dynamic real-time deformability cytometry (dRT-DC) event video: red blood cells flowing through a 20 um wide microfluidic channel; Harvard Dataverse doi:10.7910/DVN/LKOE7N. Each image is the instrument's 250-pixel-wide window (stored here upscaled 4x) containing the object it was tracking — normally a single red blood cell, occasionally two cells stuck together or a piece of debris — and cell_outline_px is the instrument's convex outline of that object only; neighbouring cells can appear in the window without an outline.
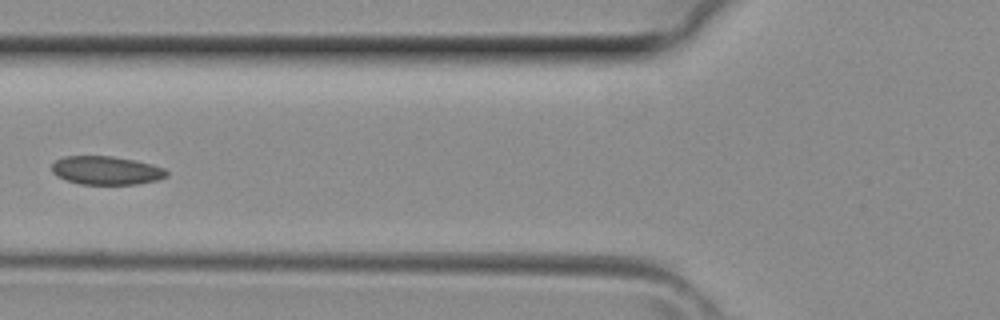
{"species": "common noctule bat (a hibernating species)", "species_latin": "Nyctalus noctula", "temperature_condition": "room temperature", "stored_images_in_passage": 4, "camera_frame_rate_fps": 3000, "um_per_image_px": 0.085, "animal": {"sex": "female", "body_mass_g": 29.2, "forearm_length_mm": 56.3}, "frame": {"image": 1, "passage_image": 4, "time_ms": 1.0, "image_size_px": [1000, 320], "cell_outline_px": [[168, 176], [156, 180], [136, 184], [80, 184], [56, 176], [52, 172], [52, 164], [56, 160], [64, 156], [112, 156], [136, 160], [152, 164], [164, 168], [168, 172]], "centroid_in_image_um": [9.04, 14.48], "position_along_channel_um": 116.8, "area_um2": 19.07}}